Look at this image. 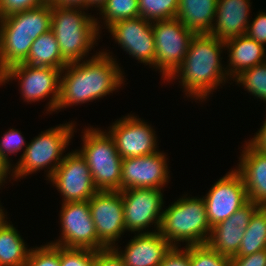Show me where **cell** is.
<instances>
[{"instance_id":"1","label":"cell","mask_w":266,"mask_h":266,"mask_svg":"<svg viewBox=\"0 0 266 266\" xmlns=\"http://www.w3.org/2000/svg\"><path fill=\"white\" fill-rule=\"evenodd\" d=\"M110 54L107 50H101L88 60L68 63L62 69L56 112L99 100L124 85V71Z\"/></svg>"},{"instance_id":"2","label":"cell","mask_w":266,"mask_h":266,"mask_svg":"<svg viewBox=\"0 0 266 266\" xmlns=\"http://www.w3.org/2000/svg\"><path fill=\"white\" fill-rule=\"evenodd\" d=\"M225 49L224 41L211 34H195L189 45L182 65L167 80L180 79L185 95L207 100L222 83L229 79L226 67H223L221 53ZM178 77V78H177ZM202 100V101H201Z\"/></svg>"},{"instance_id":"3","label":"cell","mask_w":266,"mask_h":266,"mask_svg":"<svg viewBox=\"0 0 266 266\" xmlns=\"http://www.w3.org/2000/svg\"><path fill=\"white\" fill-rule=\"evenodd\" d=\"M83 9L52 5L51 28L62 58L67 63L79 62L89 55L100 37L101 24Z\"/></svg>"},{"instance_id":"4","label":"cell","mask_w":266,"mask_h":266,"mask_svg":"<svg viewBox=\"0 0 266 266\" xmlns=\"http://www.w3.org/2000/svg\"><path fill=\"white\" fill-rule=\"evenodd\" d=\"M182 196L169 205L162 214L159 228L163 236L173 247L207 244L211 226L207 218L203 197Z\"/></svg>"},{"instance_id":"5","label":"cell","mask_w":266,"mask_h":266,"mask_svg":"<svg viewBox=\"0 0 266 266\" xmlns=\"http://www.w3.org/2000/svg\"><path fill=\"white\" fill-rule=\"evenodd\" d=\"M74 132L75 125L72 121L41 131V134L28 143L16 166H12V179H23L24 176L46 168L48 180L65 158L63 153Z\"/></svg>"},{"instance_id":"6","label":"cell","mask_w":266,"mask_h":266,"mask_svg":"<svg viewBox=\"0 0 266 266\" xmlns=\"http://www.w3.org/2000/svg\"><path fill=\"white\" fill-rule=\"evenodd\" d=\"M83 131V145L77 151L88 164L96 189L121 191L122 158L113 138L93 126Z\"/></svg>"},{"instance_id":"7","label":"cell","mask_w":266,"mask_h":266,"mask_svg":"<svg viewBox=\"0 0 266 266\" xmlns=\"http://www.w3.org/2000/svg\"><path fill=\"white\" fill-rule=\"evenodd\" d=\"M61 69L39 67L29 64H15L0 74V85L18 79L21 96L25 102H36L49 98L47 112H56L59 94Z\"/></svg>"},{"instance_id":"8","label":"cell","mask_w":266,"mask_h":266,"mask_svg":"<svg viewBox=\"0 0 266 266\" xmlns=\"http://www.w3.org/2000/svg\"><path fill=\"white\" fill-rule=\"evenodd\" d=\"M155 41L154 68L167 81L182 65L195 33L187 29L177 18L152 22Z\"/></svg>"},{"instance_id":"9","label":"cell","mask_w":266,"mask_h":266,"mask_svg":"<svg viewBox=\"0 0 266 266\" xmlns=\"http://www.w3.org/2000/svg\"><path fill=\"white\" fill-rule=\"evenodd\" d=\"M120 192L123 199L126 231L136 232L135 234L159 231L164 211V195L161 189L133 188ZM153 224L155 230H146L149 225Z\"/></svg>"},{"instance_id":"10","label":"cell","mask_w":266,"mask_h":266,"mask_svg":"<svg viewBox=\"0 0 266 266\" xmlns=\"http://www.w3.org/2000/svg\"><path fill=\"white\" fill-rule=\"evenodd\" d=\"M61 238L50 241L65 248L107 249L99 240L88 201L62 203L60 210Z\"/></svg>"},{"instance_id":"11","label":"cell","mask_w":266,"mask_h":266,"mask_svg":"<svg viewBox=\"0 0 266 266\" xmlns=\"http://www.w3.org/2000/svg\"><path fill=\"white\" fill-rule=\"evenodd\" d=\"M62 195V203L89 201L98 191L85 159L77 151L65 158L48 179Z\"/></svg>"},{"instance_id":"12","label":"cell","mask_w":266,"mask_h":266,"mask_svg":"<svg viewBox=\"0 0 266 266\" xmlns=\"http://www.w3.org/2000/svg\"><path fill=\"white\" fill-rule=\"evenodd\" d=\"M147 123L128 114L108 127L107 132L113 138L122 159L151 155L159 151L156 131Z\"/></svg>"},{"instance_id":"13","label":"cell","mask_w":266,"mask_h":266,"mask_svg":"<svg viewBox=\"0 0 266 266\" xmlns=\"http://www.w3.org/2000/svg\"><path fill=\"white\" fill-rule=\"evenodd\" d=\"M98 240L108 249L126 232L120 191H97L88 201Z\"/></svg>"},{"instance_id":"14","label":"cell","mask_w":266,"mask_h":266,"mask_svg":"<svg viewBox=\"0 0 266 266\" xmlns=\"http://www.w3.org/2000/svg\"><path fill=\"white\" fill-rule=\"evenodd\" d=\"M203 198L211 228L249 201L243 178L235 169L216 181Z\"/></svg>"},{"instance_id":"15","label":"cell","mask_w":266,"mask_h":266,"mask_svg":"<svg viewBox=\"0 0 266 266\" xmlns=\"http://www.w3.org/2000/svg\"><path fill=\"white\" fill-rule=\"evenodd\" d=\"M106 29L132 58L151 68L154 66L155 41L151 21L137 17L118 21Z\"/></svg>"},{"instance_id":"16","label":"cell","mask_w":266,"mask_h":266,"mask_svg":"<svg viewBox=\"0 0 266 266\" xmlns=\"http://www.w3.org/2000/svg\"><path fill=\"white\" fill-rule=\"evenodd\" d=\"M167 155L160 150L151 155L122 159L121 191L133 188L162 189L168 184Z\"/></svg>"},{"instance_id":"17","label":"cell","mask_w":266,"mask_h":266,"mask_svg":"<svg viewBox=\"0 0 266 266\" xmlns=\"http://www.w3.org/2000/svg\"><path fill=\"white\" fill-rule=\"evenodd\" d=\"M259 207V205L249 200L229 218L211 228L207 244L221 255L234 257L240 248L245 229Z\"/></svg>"},{"instance_id":"18","label":"cell","mask_w":266,"mask_h":266,"mask_svg":"<svg viewBox=\"0 0 266 266\" xmlns=\"http://www.w3.org/2000/svg\"><path fill=\"white\" fill-rule=\"evenodd\" d=\"M133 237L124 250L118 248V245L113 248L126 266H160L173 247L159 231L136 234Z\"/></svg>"},{"instance_id":"19","label":"cell","mask_w":266,"mask_h":266,"mask_svg":"<svg viewBox=\"0 0 266 266\" xmlns=\"http://www.w3.org/2000/svg\"><path fill=\"white\" fill-rule=\"evenodd\" d=\"M243 145L236 171L242 176L248 199L266 207V153L249 141Z\"/></svg>"},{"instance_id":"20","label":"cell","mask_w":266,"mask_h":266,"mask_svg":"<svg viewBox=\"0 0 266 266\" xmlns=\"http://www.w3.org/2000/svg\"><path fill=\"white\" fill-rule=\"evenodd\" d=\"M251 8L250 0H217L210 34L221 41L245 35Z\"/></svg>"},{"instance_id":"21","label":"cell","mask_w":266,"mask_h":266,"mask_svg":"<svg viewBox=\"0 0 266 266\" xmlns=\"http://www.w3.org/2000/svg\"><path fill=\"white\" fill-rule=\"evenodd\" d=\"M224 43L225 50L229 53L226 70L231 80L242 71L266 62L265 47L246 34L229 39Z\"/></svg>"},{"instance_id":"22","label":"cell","mask_w":266,"mask_h":266,"mask_svg":"<svg viewBox=\"0 0 266 266\" xmlns=\"http://www.w3.org/2000/svg\"><path fill=\"white\" fill-rule=\"evenodd\" d=\"M52 5L10 14L0 18V32H24L35 40L51 28Z\"/></svg>"},{"instance_id":"23","label":"cell","mask_w":266,"mask_h":266,"mask_svg":"<svg viewBox=\"0 0 266 266\" xmlns=\"http://www.w3.org/2000/svg\"><path fill=\"white\" fill-rule=\"evenodd\" d=\"M217 0H179L176 18L195 34H210Z\"/></svg>"},{"instance_id":"24","label":"cell","mask_w":266,"mask_h":266,"mask_svg":"<svg viewBox=\"0 0 266 266\" xmlns=\"http://www.w3.org/2000/svg\"><path fill=\"white\" fill-rule=\"evenodd\" d=\"M32 66L63 69L68 63L62 58L58 42L51 30L39 35L32 43L27 59Z\"/></svg>"},{"instance_id":"25","label":"cell","mask_w":266,"mask_h":266,"mask_svg":"<svg viewBox=\"0 0 266 266\" xmlns=\"http://www.w3.org/2000/svg\"><path fill=\"white\" fill-rule=\"evenodd\" d=\"M33 41L24 32H0V74L15 64L23 63Z\"/></svg>"},{"instance_id":"26","label":"cell","mask_w":266,"mask_h":266,"mask_svg":"<svg viewBox=\"0 0 266 266\" xmlns=\"http://www.w3.org/2000/svg\"><path fill=\"white\" fill-rule=\"evenodd\" d=\"M10 223L0 229V266H25L31 249Z\"/></svg>"},{"instance_id":"27","label":"cell","mask_w":266,"mask_h":266,"mask_svg":"<svg viewBox=\"0 0 266 266\" xmlns=\"http://www.w3.org/2000/svg\"><path fill=\"white\" fill-rule=\"evenodd\" d=\"M264 249H266V207L260 206L252 215L235 256H248Z\"/></svg>"},{"instance_id":"28","label":"cell","mask_w":266,"mask_h":266,"mask_svg":"<svg viewBox=\"0 0 266 266\" xmlns=\"http://www.w3.org/2000/svg\"><path fill=\"white\" fill-rule=\"evenodd\" d=\"M99 11L106 28L121 20L140 17L138 0H107Z\"/></svg>"},{"instance_id":"29","label":"cell","mask_w":266,"mask_h":266,"mask_svg":"<svg viewBox=\"0 0 266 266\" xmlns=\"http://www.w3.org/2000/svg\"><path fill=\"white\" fill-rule=\"evenodd\" d=\"M233 81L266 103V62L242 71Z\"/></svg>"},{"instance_id":"30","label":"cell","mask_w":266,"mask_h":266,"mask_svg":"<svg viewBox=\"0 0 266 266\" xmlns=\"http://www.w3.org/2000/svg\"><path fill=\"white\" fill-rule=\"evenodd\" d=\"M140 17L154 22L176 18L179 0H138Z\"/></svg>"},{"instance_id":"31","label":"cell","mask_w":266,"mask_h":266,"mask_svg":"<svg viewBox=\"0 0 266 266\" xmlns=\"http://www.w3.org/2000/svg\"><path fill=\"white\" fill-rule=\"evenodd\" d=\"M190 266H231V258L214 251L208 244L191 245Z\"/></svg>"},{"instance_id":"32","label":"cell","mask_w":266,"mask_h":266,"mask_svg":"<svg viewBox=\"0 0 266 266\" xmlns=\"http://www.w3.org/2000/svg\"><path fill=\"white\" fill-rule=\"evenodd\" d=\"M25 266H60V246L48 242L31 248Z\"/></svg>"},{"instance_id":"33","label":"cell","mask_w":266,"mask_h":266,"mask_svg":"<svg viewBox=\"0 0 266 266\" xmlns=\"http://www.w3.org/2000/svg\"><path fill=\"white\" fill-rule=\"evenodd\" d=\"M23 146L26 147L27 143L21 131L12 128L3 134L0 139V156L9 167H12L14 164H11V159H9L8 155L21 152Z\"/></svg>"},{"instance_id":"34","label":"cell","mask_w":266,"mask_h":266,"mask_svg":"<svg viewBox=\"0 0 266 266\" xmlns=\"http://www.w3.org/2000/svg\"><path fill=\"white\" fill-rule=\"evenodd\" d=\"M94 250L60 246V266H93Z\"/></svg>"},{"instance_id":"35","label":"cell","mask_w":266,"mask_h":266,"mask_svg":"<svg viewBox=\"0 0 266 266\" xmlns=\"http://www.w3.org/2000/svg\"><path fill=\"white\" fill-rule=\"evenodd\" d=\"M43 0H0V18L43 5Z\"/></svg>"},{"instance_id":"36","label":"cell","mask_w":266,"mask_h":266,"mask_svg":"<svg viewBox=\"0 0 266 266\" xmlns=\"http://www.w3.org/2000/svg\"><path fill=\"white\" fill-rule=\"evenodd\" d=\"M249 22L246 35L254 39L256 42L266 46V13L258 12L255 18Z\"/></svg>"},{"instance_id":"37","label":"cell","mask_w":266,"mask_h":266,"mask_svg":"<svg viewBox=\"0 0 266 266\" xmlns=\"http://www.w3.org/2000/svg\"><path fill=\"white\" fill-rule=\"evenodd\" d=\"M160 266H190V246L172 247Z\"/></svg>"},{"instance_id":"38","label":"cell","mask_w":266,"mask_h":266,"mask_svg":"<svg viewBox=\"0 0 266 266\" xmlns=\"http://www.w3.org/2000/svg\"><path fill=\"white\" fill-rule=\"evenodd\" d=\"M93 266H126L123 259L113 248L94 250Z\"/></svg>"},{"instance_id":"39","label":"cell","mask_w":266,"mask_h":266,"mask_svg":"<svg viewBox=\"0 0 266 266\" xmlns=\"http://www.w3.org/2000/svg\"><path fill=\"white\" fill-rule=\"evenodd\" d=\"M231 266H266V249L248 256H234Z\"/></svg>"},{"instance_id":"40","label":"cell","mask_w":266,"mask_h":266,"mask_svg":"<svg viewBox=\"0 0 266 266\" xmlns=\"http://www.w3.org/2000/svg\"><path fill=\"white\" fill-rule=\"evenodd\" d=\"M249 141L256 149L266 153V119L263 121V126L256 132L253 138Z\"/></svg>"},{"instance_id":"41","label":"cell","mask_w":266,"mask_h":266,"mask_svg":"<svg viewBox=\"0 0 266 266\" xmlns=\"http://www.w3.org/2000/svg\"><path fill=\"white\" fill-rule=\"evenodd\" d=\"M55 5L87 10V0H59Z\"/></svg>"},{"instance_id":"42","label":"cell","mask_w":266,"mask_h":266,"mask_svg":"<svg viewBox=\"0 0 266 266\" xmlns=\"http://www.w3.org/2000/svg\"><path fill=\"white\" fill-rule=\"evenodd\" d=\"M11 167H9L0 156V189L4 185L8 175H11ZM4 183V184H3Z\"/></svg>"},{"instance_id":"43","label":"cell","mask_w":266,"mask_h":266,"mask_svg":"<svg viewBox=\"0 0 266 266\" xmlns=\"http://www.w3.org/2000/svg\"><path fill=\"white\" fill-rule=\"evenodd\" d=\"M107 0H87V10L91 7L97 8V10H100L103 5L106 3ZM90 7V8H89Z\"/></svg>"},{"instance_id":"44","label":"cell","mask_w":266,"mask_h":266,"mask_svg":"<svg viewBox=\"0 0 266 266\" xmlns=\"http://www.w3.org/2000/svg\"><path fill=\"white\" fill-rule=\"evenodd\" d=\"M2 207L3 206L0 203V229L3 228L8 223L7 217H6L7 216L6 215L7 213L4 211V209Z\"/></svg>"},{"instance_id":"45","label":"cell","mask_w":266,"mask_h":266,"mask_svg":"<svg viewBox=\"0 0 266 266\" xmlns=\"http://www.w3.org/2000/svg\"><path fill=\"white\" fill-rule=\"evenodd\" d=\"M59 0H43L44 4L55 5Z\"/></svg>"}]
</instances>
